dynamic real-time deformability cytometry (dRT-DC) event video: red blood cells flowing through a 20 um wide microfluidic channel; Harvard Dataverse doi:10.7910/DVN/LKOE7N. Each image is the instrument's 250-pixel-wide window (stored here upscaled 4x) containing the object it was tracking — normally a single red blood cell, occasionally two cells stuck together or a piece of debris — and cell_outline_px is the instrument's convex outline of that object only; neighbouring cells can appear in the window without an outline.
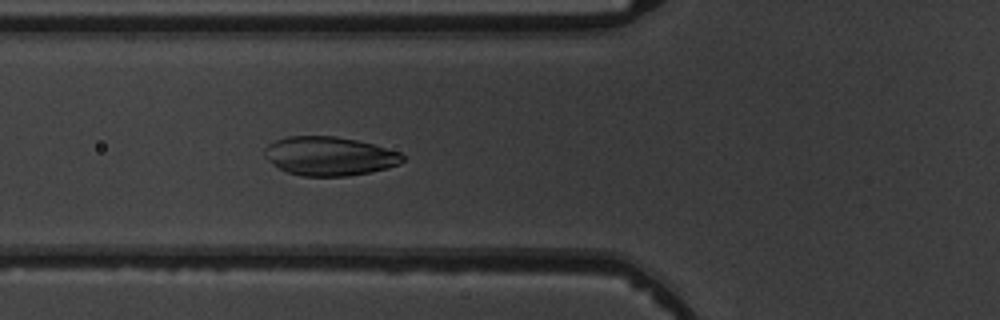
{"species": "common noctule bat (a hibernating species)", "species_latin": "Nyctalus noctula", "temperature_condition": "warm", "stored_images_in_passage": 6, "camera_frame_rate_fps": 3000, "um_per_image_px": 0.085, "animal": {"sex": "male", "body_mass_g": 19.5, "forearm_length_mm": 54.6}, "frame": {"image": 1, "passage_image": 6, "time_ms": 5.667, "image_size_px": [1000, 320], "cell_outline_px": [[404, 160], [400, 164], [388, 168], [348, 176], [304, 176], [288, 172], [272, 164], [264, 156], [264, 148], [268, 144], [276, 140], [288, 136], [336, 136], [356, 140], [372, 144], [400, 152], [404, 156]], "centroid_in_image_um": [27.99, 13.26], "position_along_channel_um": 97.8, "area_um2": 31.21}}